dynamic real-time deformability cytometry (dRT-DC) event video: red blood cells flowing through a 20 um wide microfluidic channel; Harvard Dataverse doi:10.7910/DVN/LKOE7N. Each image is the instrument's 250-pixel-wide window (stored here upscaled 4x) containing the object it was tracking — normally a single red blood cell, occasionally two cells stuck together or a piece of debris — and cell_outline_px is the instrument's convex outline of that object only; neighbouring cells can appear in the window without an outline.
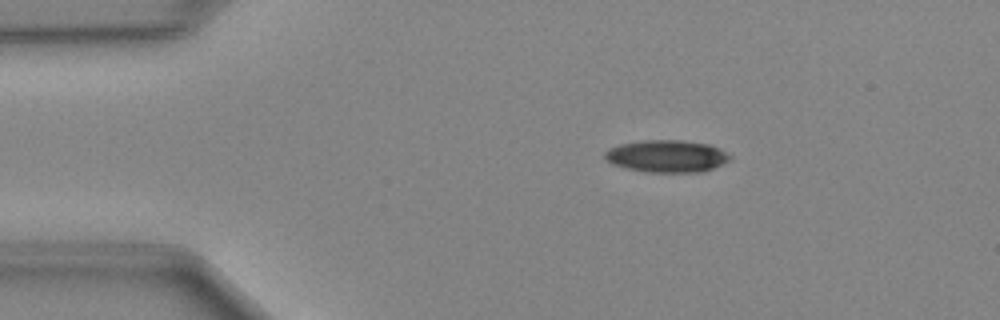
{"species": "Egyptian fruit bat (a non-hibernating species)", "species_latin": "Rousettus aegyptiacus", "temperature_condition": "cold", "stored_images_in_passage": 41, "camera_frame_rate_fps": 3000, "um_per_image_px": 0.085, "animal": {"sex": "female"}, "frame": {"image": 1, "passage_image": 1, "time_ms": 0.0, "image_size_px": [1000, 320], "cell_outline_px": [[732, 160], [704, 172], [648, 172], [624, 168], [612, 164], [604, 156], [604, 152], [608, 148], [620, 144], [644, 140], [680, 140], [708, 144], [720, 148], [728, 152], [732, 156]], "centroid_in_image_um": [56.71, 13.28], "position_along_channel_um": 28.3, "area_um2": 23.76}}
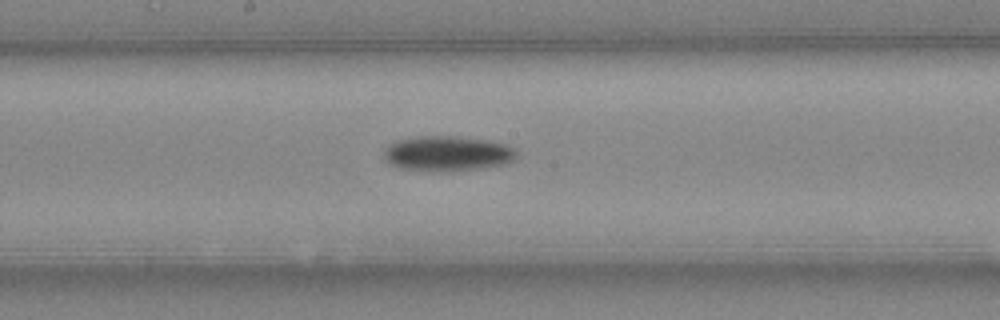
{"frame": {"image": 2, "passage_image": 18, "time_ms": 5.667, "image_size_px": [1000, 320], "cell_outline_px": [[520, 152], [512, 160], [504, 164], [484, 168], [452, 172], [432, 172], [400, 168], [392, 164], [384, 156], [384, 152], [388, 144], [396, 140], [420, 136], [456, 136], [488, 140], [508, 144], [516, 148]], "centroid_in_image_um": [38.08, 13.06], "position_along_channel_um": 210.1, "area_um2": 27.69}}
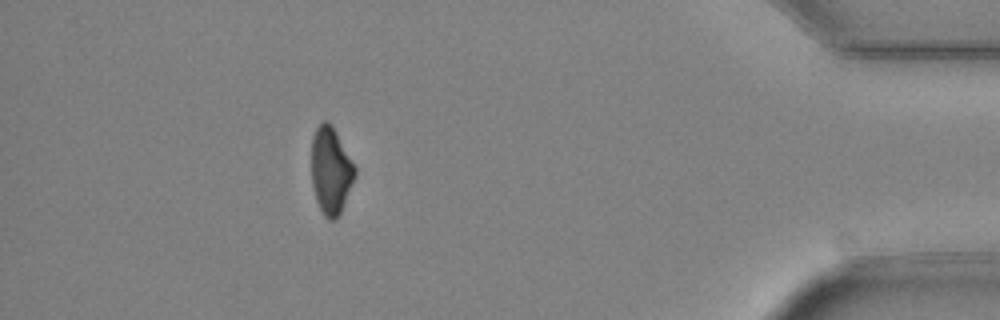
{"frame": {"image": 3, "passage_image": 36, "time_ms": 11.667, "image_size_px": [1000, 320], "cell_outline_px": [[356, 176], [340, 212], [336, 220], [328, 220], [324, 216], [316, 200], [312, 184], [312, 136], [316, 128], [324, 120], [328, 120], [332, 124], [356, 168]], "centroid_in_image_um": [28.12, 14.49], "position_along_channel_um": 407.1, "area_um2": 21.96}}